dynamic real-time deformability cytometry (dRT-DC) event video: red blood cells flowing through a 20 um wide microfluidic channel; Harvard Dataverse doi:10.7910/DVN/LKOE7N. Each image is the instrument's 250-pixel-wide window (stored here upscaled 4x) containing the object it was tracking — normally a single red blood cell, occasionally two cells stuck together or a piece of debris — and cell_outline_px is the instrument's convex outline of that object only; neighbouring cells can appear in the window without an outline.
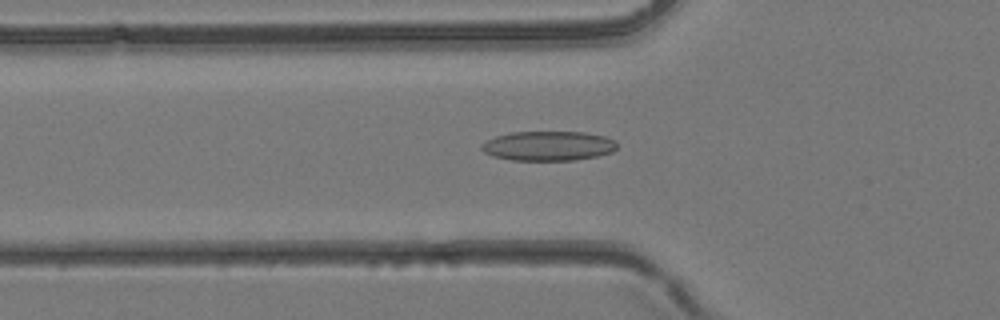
{"species": "common noctule bat (a hibernating species)", "species_latin": "Nyctalus noctula", "temperature_condition": "room temperature", "stored_images_in_passage": 38, "camera_frame_rate_fps": 3000, "um_per_image_px": 0.085, "animal": {"sex": "female", "body_mass_g": 24.6, "forearm_length_mm": 56.2}, "frame": {"image": 1, "passage_image": 10, "time_ms": 3.0, "image_size_px": [1000, 320], "cell_outline_px": [[616, 148], [612, 152], [596, 156], [572, 160], [512, 160], [492, 156], [484, 152], [480, 148], [480, 144], [496, 136], [512, 132], [584, 132], [604, 136], [616, 140]], "centroid_in_image_um": [46.59, 12.4], "position_along_channel_um": 79.2, "area_um2": 23.29}}
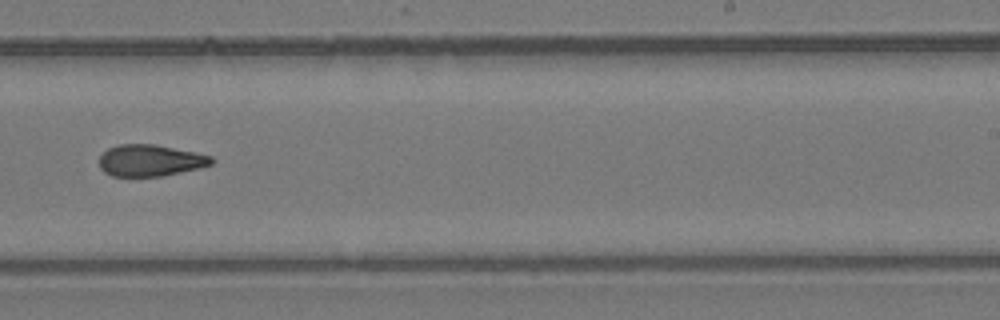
{"frame": {"image": 2, "passage_image": 22, "time_ms": 7.0, "image_size_px": [1000, 320], "cell_outline_px": [[216, 160], [212, 164], [200, 168], [160, 176], [112, 176], [104, 172], [100, 168], [100, 156], [108, 148], [120, 144], [156, 144], [196, 152], [212, 156]], "centroid_in_image_um": [12.8, 13.63], "position_along_channel_um": 276.2, "area_um2": 20.75}}
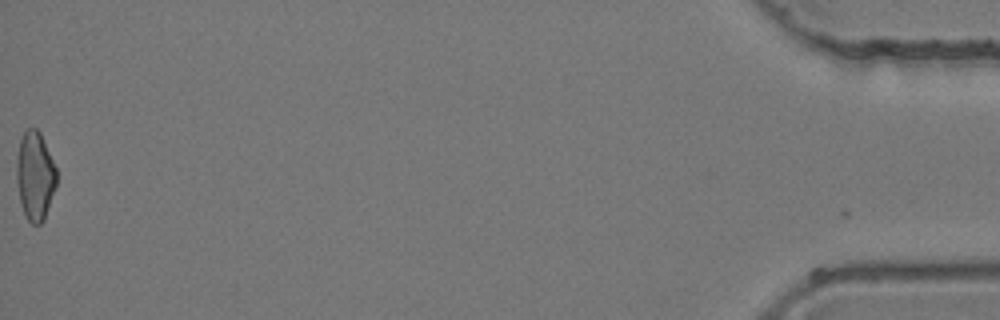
{"frame": {"image": 3, "passage_image": 38, "time_ms": 12.333, "image_size_px": [1000, 320], "cell_outline_px": [[56, 188], [44, 220], [40, 224], [32, 224], [24, 216], [20, 200], [16, 180], [16, 160], [20, 140], [24, 132], [28, 128], [36, 128], [40, 132], [56, 168]], "centroid_in_image_um": [2.97, 14.97], "position_along_channel_um": 432.2, "area_um2": 20.75}}